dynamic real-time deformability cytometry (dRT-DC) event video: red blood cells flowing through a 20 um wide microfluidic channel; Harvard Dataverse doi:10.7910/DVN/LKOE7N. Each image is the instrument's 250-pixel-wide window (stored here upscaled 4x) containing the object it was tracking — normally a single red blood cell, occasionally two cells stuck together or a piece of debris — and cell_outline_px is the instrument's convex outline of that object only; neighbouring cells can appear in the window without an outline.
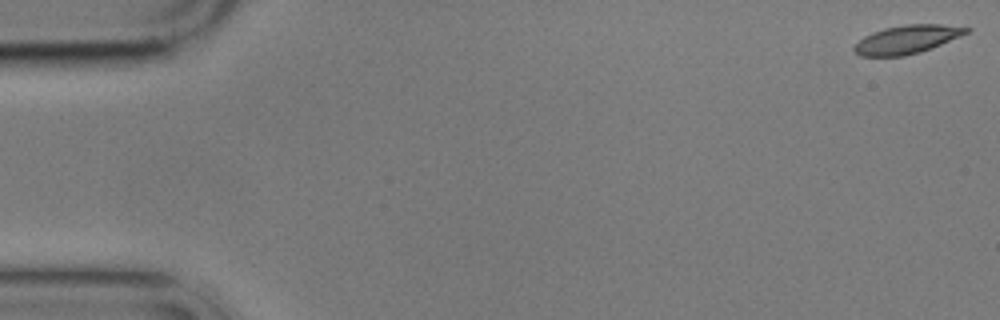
{"species": "common noctule bat (a hibernating species)", "species_latin": "Nyctalus noctula", "temperature_condition": "cold", "stored_images_in_passage": 5, "camera_frame_rate_fps": 3000, "um_per_image_px": 0.085, "animal": {"sex": "male", "body_mass_g": 17.9}, "frame": {"image": 1, "passage_image": 1, "time_ms": 0.0, "image_size_px": [1000, 320], "cell_outline_px": [[972, 28], [968, 32], [960, 36], [932, 48], [920, 52], [904, 56], [860, 56], [852, 48], [864, 36], [872, 32], [884, 28], [904, 24], [940, 24]], "centroid_in_image_um": [77.09, 3.35], "position_along_channel_um": 7.9, "area_um2": 18.5}}
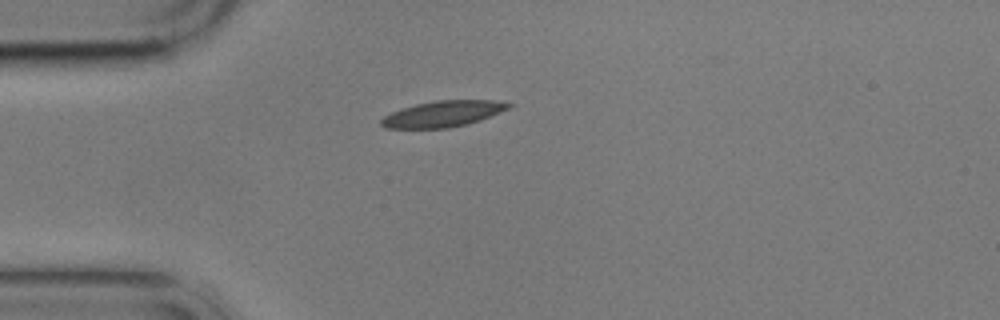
{"frame": {"image": 2, "passage_image": 5, "time_ms": 4.667, "image_size_px": [1000, 320], "cell_outline_px": [[516, 104], [500, 112], [480, 120], [448, 128], [384, 128], [380, 124], [380, 120], [384, 116], [392, 112], [416, 104], [436, 100], [492, 100]], "centroid_in_image_um": [37.65, 9.67], "position_along_channel_um": 47.4, "area_um2": 19.13}}